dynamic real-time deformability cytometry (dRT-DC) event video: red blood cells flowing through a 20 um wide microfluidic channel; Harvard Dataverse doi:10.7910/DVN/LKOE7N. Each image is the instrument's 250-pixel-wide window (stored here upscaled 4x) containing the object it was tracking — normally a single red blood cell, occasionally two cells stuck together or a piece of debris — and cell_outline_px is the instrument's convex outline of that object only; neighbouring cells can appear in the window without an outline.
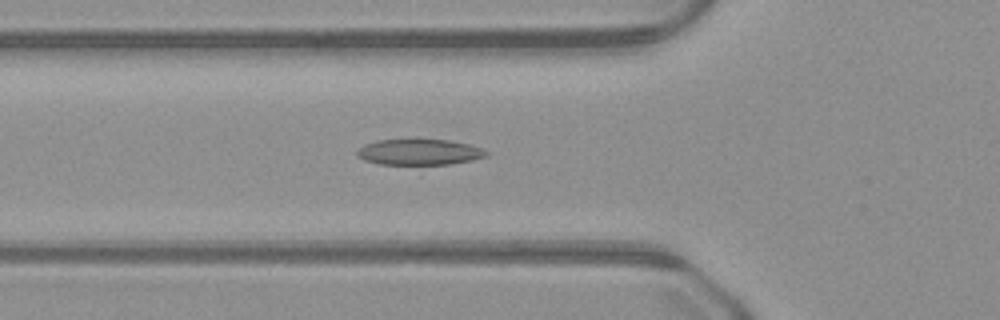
{"species": "common noctule bat (a hibernating species)", "species_latin": "Nyctalus noctula", "temperature_condition": "warm", "stored_images_in_passage": 49, "camera_frame_rate_fps": 3000, "um_per_image_px": 0.085, "animal": {"sex": "male", "body_mass_g": 23.1, "forearm_length_mm": 52.7}, "frame": {"image": 1, "passage_image": 17, "time_ms": 5.333, "image_size_px": [1000, 320], "cell_outline_px": [[488, 156], [472, 160], [452, 164], [380, 164], [364, 160], [356, 152], [364, 144], [380, 140], [448, 140], [468, 144], [480, 148], [488, 152]], "centroid_in_image_um": [35.67, 12.93], "position_along_channel_um": 90.1, "area_um2": 19.13}}
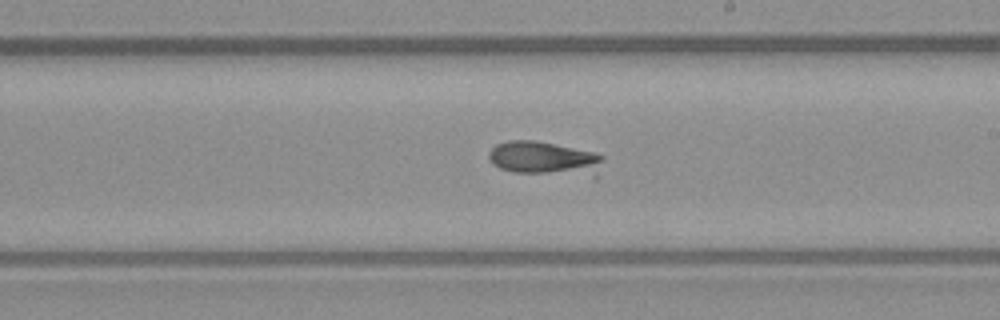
{"frame": {"image": 2, "passage_image": 28, "time_ms": 9.0, "image_size_px": [1000, 320], "cell_outline_px": [[604, 160], [596, 180], [592, 180], [516, 172], [500, 168], [492, 164], [488, 156], [488, 152], [496, 144], [508, 140], [536, 140], [592, 152], [604, 156]], "centroid_in_image_um": [46.41, 13.55], "position_along_channel_um": 242.6, "area_um2": 23.93}}
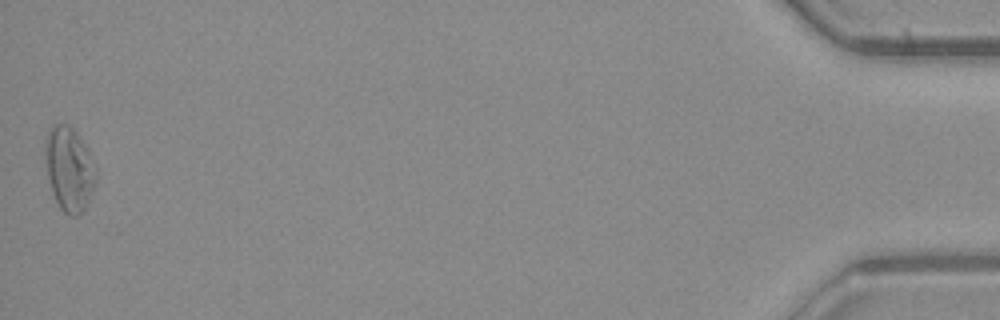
{"frame": {"image": 3, "passage_image": 49, "time_ms": 16.0, "image_size_px": [1000, 320], "cell_outline_px": [[96, 180], [88, 200], [84, 208], [76, 216], [68, 216], [60, 208], [52, 192], [48, 176], [44, 152], [44, 140], [52, 124], [68, 124], [76, 132], [88, 148], [96, 168]], "centroid_in_image_um": [5.87, 14.32], "position_along_channel_um": 429.3, "area_um2": 24.85}}